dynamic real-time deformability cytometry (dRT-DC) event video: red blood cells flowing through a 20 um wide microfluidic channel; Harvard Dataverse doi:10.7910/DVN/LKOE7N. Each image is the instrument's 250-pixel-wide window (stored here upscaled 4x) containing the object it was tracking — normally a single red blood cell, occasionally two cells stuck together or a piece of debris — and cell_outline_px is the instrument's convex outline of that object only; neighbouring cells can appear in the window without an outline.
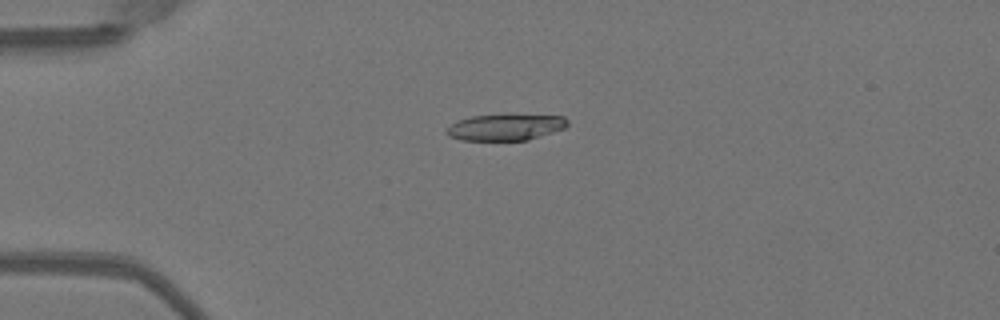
{"species": "Egyptian fruit bat (a non-hibernating species)", "species_latin": "Rousettus aegyptiacus", "temperature_condition": "warm", "stored_images_in_passage": 51, "camera_frame_rate_fps": 3000, "um_per_image_px": 0.085, "animal": {"sex": "female"}, "frame": {"image": 1, "passage_image": 13, "time_ms": 4.0, "image_size_px": [1000, 320], "cell_outline_px": [[568, 124], [564, 128], [528, 140], [460, 140], [448, 136], [444, 132], [456, 120], [472, 116], [504, 112], [564, 116], [568, 120]], "centroid_in_image_um": [42.97, 10.76], "position_along_channel_um": 42.0, "area_um2": 19.36}}
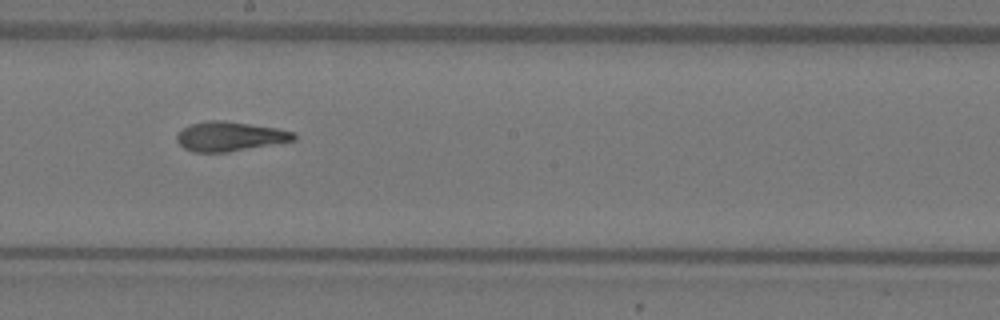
{"frame": {"image": 2, "passage_image": 29, "time_ms": 9.333, "image_size_px": [1000, 320], "cell_outline_px": [[296, 140], [228, 152], [192, 152], [184, 148], [176, 140], [176, 136], [184, 128], [192, 124], [208, 120], [224, 120], [276, 128], [296, 132]], "centroid_in_image_um": [19.55, 11.59], "position_along_channel_um": 228.7, "area_um2": 20.0}}
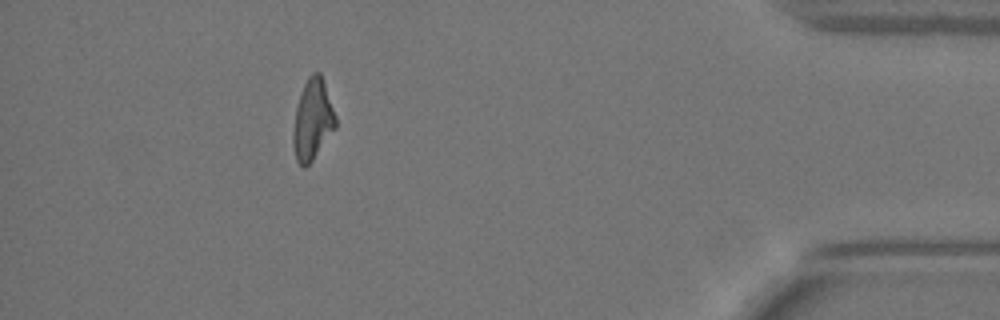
{"frame": {"image": 3, "passage_image": 46, "time_ms": 15.0, "image_size_px": [1000, 320], "cell_outline_px": [[336, 128], [312, 160], [304, 168], [296, 160], [292, 144], [292, 132], [296, 108], [300, 92], [308, 76], [312, 72], [320, 72], [336, 116]], "centroid_in_image_um": [26.55, 10.18], "position_along_channel_um": 408.6, "area_um2": 19.94}, "authors_computed_cell_mechanics": {"area_um2": 19.9988, "velocity_mm_per_s": 4.0441, "shape_relaxation_time_tau1_ms": 6.9907, "shape_relaxation_time_tau2_ms": 1.9142, "deformation_change_tau1": 0.2427, "deformation_change_tau2": 0.1075}}